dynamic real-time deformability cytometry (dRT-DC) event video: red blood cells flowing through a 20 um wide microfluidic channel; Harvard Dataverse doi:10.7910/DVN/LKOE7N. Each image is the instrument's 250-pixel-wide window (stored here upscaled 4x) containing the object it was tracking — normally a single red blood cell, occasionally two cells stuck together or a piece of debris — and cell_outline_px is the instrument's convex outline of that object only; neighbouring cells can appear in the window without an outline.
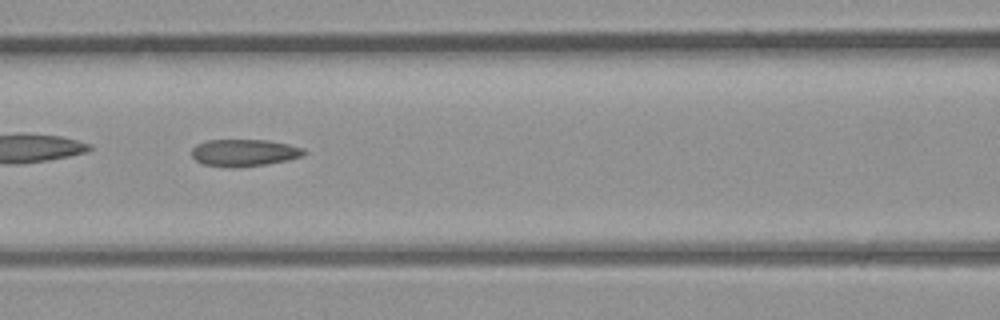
{"species": "common noctule bat (a hibernating species)", "species_latin": "Nyctalus noctula", "temperature_condition": "room temperature", "stored_images_in_passage": 28, "camera_frame_rate_fps": 3000, "um_per_image_px": 0.085, "animal": {"sex": "male", "body_mass_g": 23.1, "forearm_length_mm": 52.7}, "frame": {"image": 1, "passage_image": 5, "time_ms": 1.333, "image_size_px": [1000, 320], "cell_outline_px": [[308, 152], [304, 156], [288, 160], [240, 168], [224, 168], [204, 164], [196, 160], [192, 156], [192, 148], [196, 144], [208, 140], [268, 140], [288, 144], [304, 148]], "centroid_in_image_um": [20.77, 12.99], "position_along_channel_um": 145.8, "area_um2": 17.98}}